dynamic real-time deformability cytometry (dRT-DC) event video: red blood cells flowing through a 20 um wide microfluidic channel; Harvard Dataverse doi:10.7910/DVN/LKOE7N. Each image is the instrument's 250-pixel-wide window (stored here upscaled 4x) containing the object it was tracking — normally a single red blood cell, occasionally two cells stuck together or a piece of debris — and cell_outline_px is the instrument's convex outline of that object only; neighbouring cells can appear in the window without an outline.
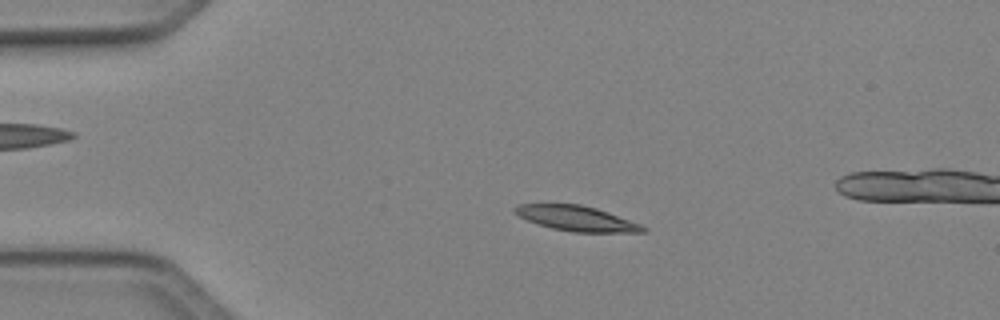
{"species": "Egyptian fruit bat (a non-hibernating species)", "species_latin": "Rousettus aegyptiacus", "temperature_condition": "cold", "stored_images_in_passage": 42, "camera_frame_rate_fps": 3000, "um_per_image_px": 0.085, "animal": {"sex": "female"}, "frame": {"image": 1, "passage_image": 2, "time_ms": 0.333, "image_size_px": [1000, 320], "cell_outline_px": [[648, 228], [644, 232], [572, 232], [552, 228], [528, 220], [512, 212], [512, 208], [516, 204], [580, 204], [596, 208], [640, 224]], "centroid_in_image_um": [48.97, 18.56], "position_along_channel_um": 36.0, "area_um2": 18.55}}
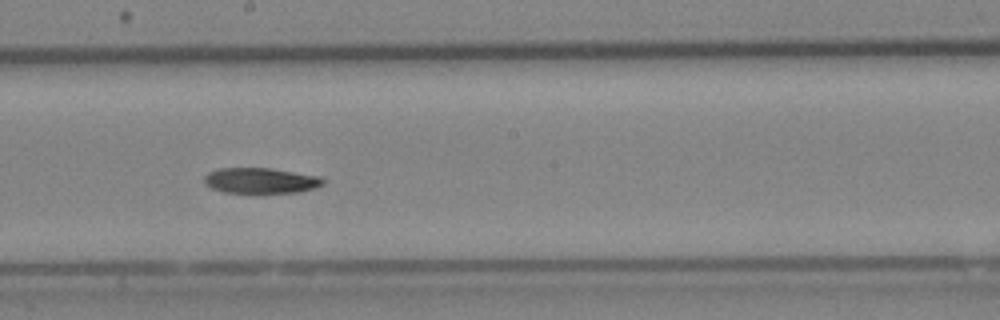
{"frame": {"image": 2, "passage_image": 19, "time_ms": 6.0, "image_size_px": [1000, 320], "cell_outline_px": [[324, 184], [316, 188], [300, 192], [224, 192], [212, 188], [204, 184], [204, 176], [208, 172], [220, 168], [272, 168], [316, 176], [324, 180]], "centroid_in_image_um": [22.13, 15.34], "position_along_channel_um": 226.1, "area_um2": 17.51}}
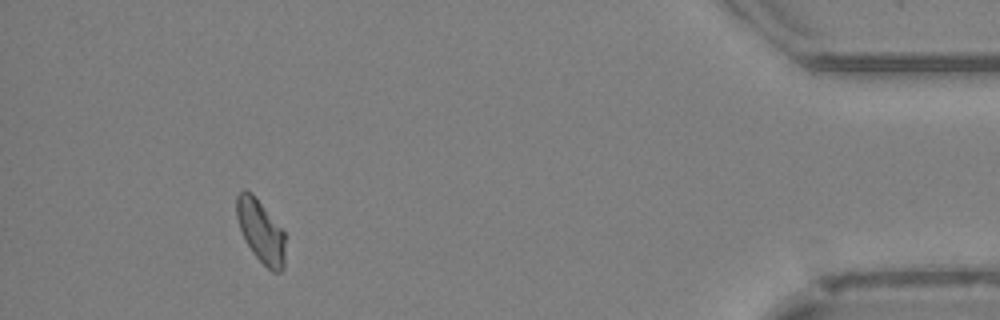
{"frame": {"image": 3, "passage_image": 37, "time_ms": 12.0, "image_size_px": [1000, 320], "cell_outline_px": [[284, 268], [280, 272], [272, 272], [252, 252], [244, 240], [236, 216], [236, 196], [244, 188], [252, 192], [256, 196], [284, 228]], "centroid_in_image_um": [22.17, 19.6], "position_along_channel_um": 413.0, "area_um2": 18.21}}